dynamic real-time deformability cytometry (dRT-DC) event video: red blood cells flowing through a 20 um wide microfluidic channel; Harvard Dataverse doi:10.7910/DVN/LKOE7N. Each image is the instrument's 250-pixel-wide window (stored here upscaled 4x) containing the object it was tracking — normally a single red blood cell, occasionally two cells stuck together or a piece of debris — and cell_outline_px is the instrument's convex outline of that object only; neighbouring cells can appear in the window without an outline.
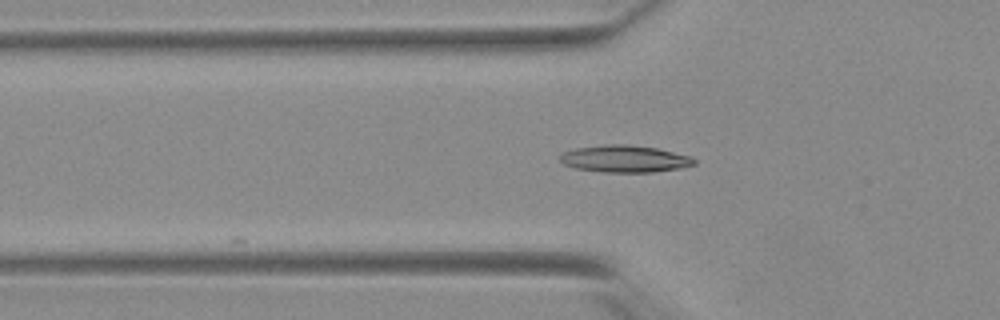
{"species": "Egyptian fruit bat (a non-hibernating species)", "species_latin": "Rousettus aegyptiacus", "temperature_condition": "warm", "stored_images_in_passage": 8, "camera_frame_rate_fps": 3000, "um_per_image_px": 0.085, "animal": {"sex": "female"}, "frame": {"image": 1, "passage_image": 4, "time_ms": 1.0, "image_size_px": [1000, 320], "cell_outline_px": [[696, 164], [680, 168], [652, 172], [604, 172], [576, 168], [564, 164], [560, 160], [560, 152], [576, 148], [604, 144], [628, 144], [656, 148], [692, 156], [696, 160]], "centroid_in_image_um": [53.1, 13.49], "position_along_channel_um": 72.7, "area_um2": 21.21}}
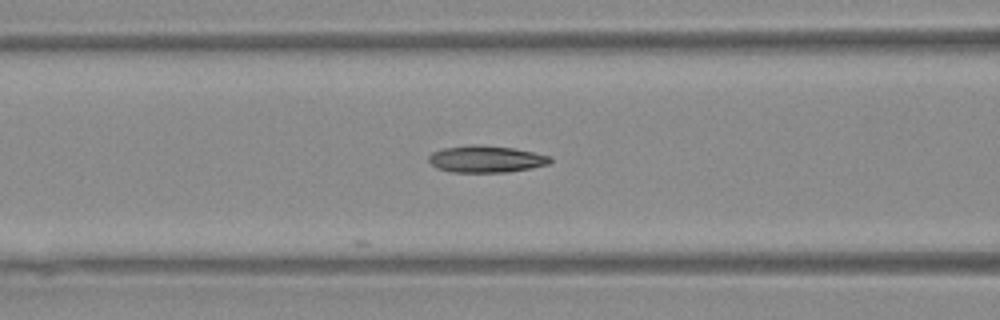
{"frame": {"image": 2, "passage_image": 8, "time_ms": 2.333, "image_size_px": [1000, 320], "cell_outline_px": [[552, 160], [548, 164], [508, 172], [452, 172], [436, 168], [428, 160], [428, 156], [432, 152], [444, 148], [472, 144], [476, 144], [512, 148], [552, 156]], "centroid_in_image_um": [41.29, 13.52], "position_along_channel_um": 125.3, "area_um2": 18.9}}